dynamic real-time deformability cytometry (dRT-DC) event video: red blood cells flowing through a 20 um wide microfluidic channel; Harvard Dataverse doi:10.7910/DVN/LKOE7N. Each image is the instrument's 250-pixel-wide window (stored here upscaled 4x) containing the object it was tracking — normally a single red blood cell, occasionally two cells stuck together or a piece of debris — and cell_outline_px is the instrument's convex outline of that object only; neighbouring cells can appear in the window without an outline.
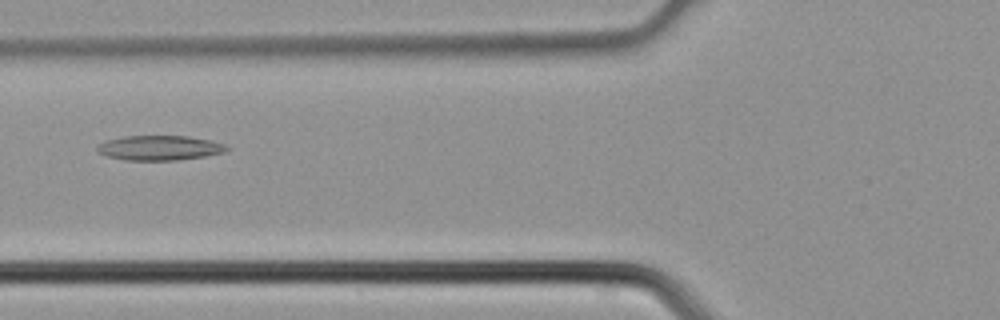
{"species": "common noctule bat (a hibernating species)", "species_latin": "Nyctalus noctula", "temperature_condition": "cold", "stored_images_in_passage": 3, "camera_frame_rate_fps": 3000, "um_per_image_px": 0.085, "animal": {"sex": "male", "body_mass_g": 21.5, "forearm_length_mm": 52.0}, "frame": {"image": 1, "passage_image": 3, "time_ms": 0.667, "image_size_px": [1000, 320], "cell_outline_px": [[232, 148], [224, 152], [204, 156], [176, 160], [124, 160], [108, 156], [100, 152], [96, 148], [104, 140], [124, 136], [188, 136], [208, 140], [224, 144]], "centroid_in_image_um": [13.57, 12.56], "position_along_channel_um": 112.2, "area_um2": 18.55}}